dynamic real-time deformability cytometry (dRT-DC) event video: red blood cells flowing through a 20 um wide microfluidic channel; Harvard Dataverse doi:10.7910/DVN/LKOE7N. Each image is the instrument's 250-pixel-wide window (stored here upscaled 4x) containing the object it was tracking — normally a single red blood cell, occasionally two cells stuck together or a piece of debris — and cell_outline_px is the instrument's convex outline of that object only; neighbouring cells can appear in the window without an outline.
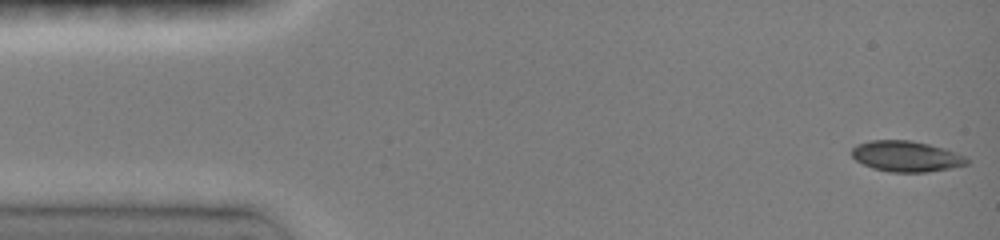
{"species": "common noctule bat (a hibernating species)", "species_latin": "Nyctalus noctula", "temperature_condition": "room temperature", "stored_images_in_passage": 5, "camera_frame_rate_fps": 3000, "um_per_image_px": 0.085, "animal": {"sex": "female", "body_mass_g": 19.0, "forearm_length_mm": 51.5}, "frame": {"image": 1, "passage_image": 1, "time_ms": 0.0, "image_size_px": [1000, 240], "cell_outline_px": [[968, 164], [928, 172], [888, 172], [872, 168], [856, 160], [852, 156], [852, 148], [856, 144], [868, 140], [912, 140], [944, 148], [956, 152], [964, 156], [968, 160]], "centroid_in_image_um": [77.0, 13.28], "position_along_channel_um": 8.0, "area_um2": 20.63}}